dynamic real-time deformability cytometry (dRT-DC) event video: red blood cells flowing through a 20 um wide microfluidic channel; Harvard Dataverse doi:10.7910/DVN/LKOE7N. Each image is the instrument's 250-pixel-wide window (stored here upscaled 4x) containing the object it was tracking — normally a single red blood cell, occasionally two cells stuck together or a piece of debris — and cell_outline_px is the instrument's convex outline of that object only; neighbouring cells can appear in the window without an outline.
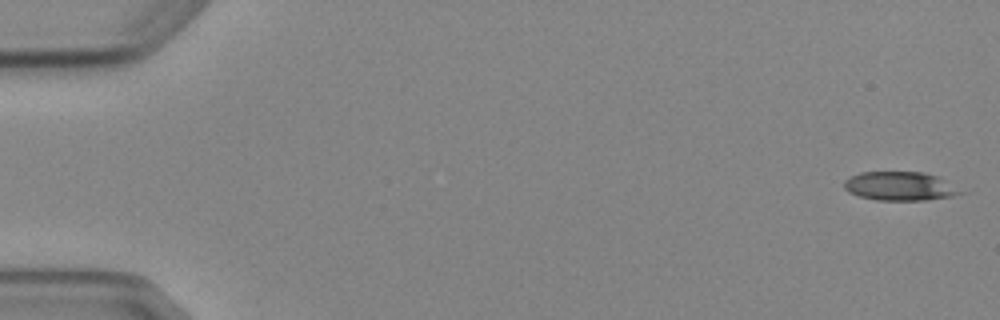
{"species": "Egyptian fruit bat (a non-hibernating species)", "species_latin": "Rousettus aegyptiacus", "temperature_condition": "cold", "stored_images_in_passage": 6, "camera_frame_rate_fps": 3000, "um_per_image_px": 0.085, "animal": {"sex": "female"}, "frame": {"image": 1, "passage_image": 1, "time_ms": 0.0, "image_size_px": [1000, 320], "cell_outline_px": [[964, 192], [952, 196], [924, 200], [876, 200], [860, 196], [848, 192], [844, 188], [844, 180], [860, 172], [924, 172], [936, 176]], "centroid_in_image_um": [76.44, 15.82], "position_along_channel_um": 8.6, "area_um2": 19.25}}
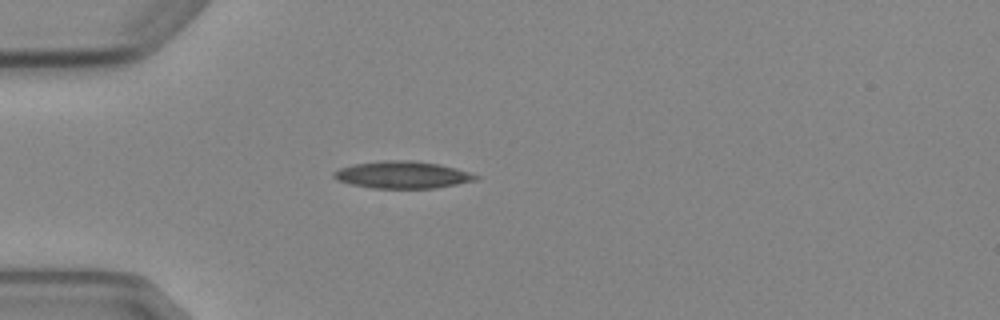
{"frame": {"image": 2, "passage_image": 5, "time_ms": 4.667, "image_size_px": [1000, 320], "cell_outline_px": [[480, 176], [476, 180], [436, 188], [372, 188], [352, 184], [336, 180], [332, 176], [332, 172], [340, 168], [352, 164], [384, 160], [408, 160], [440, 164], [456, 168]], "centroid_in_image_um": [34.18, 14.85], "position_along_channel_um": 50.8, "area_um2": 22.43}}